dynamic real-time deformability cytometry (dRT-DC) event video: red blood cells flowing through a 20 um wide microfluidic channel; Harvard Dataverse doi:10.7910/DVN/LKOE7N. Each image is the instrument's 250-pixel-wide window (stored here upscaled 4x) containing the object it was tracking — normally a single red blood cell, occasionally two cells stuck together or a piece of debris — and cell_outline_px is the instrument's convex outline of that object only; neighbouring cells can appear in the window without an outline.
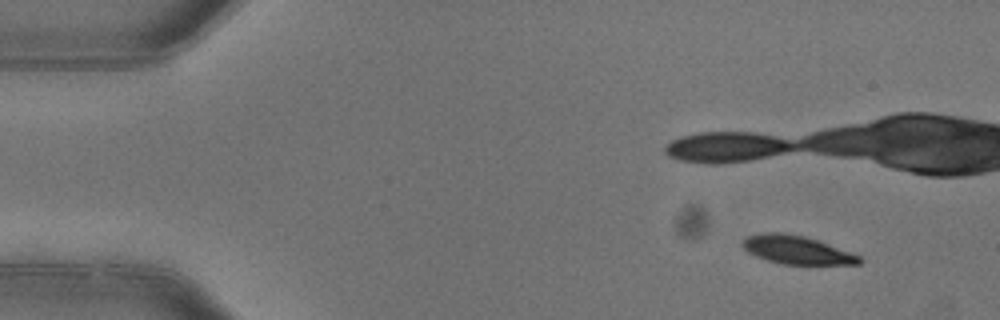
{"species": "common noctule bat (a hibernating species)", "species_latin": "Nyctalus noctula", "temperature_condition": "warm", "stored_images_in_passage": 9, "camera_frame_rate_fps": 3000, "um_per_image_px": 0.085, "animal": {"sex": "female"}, "frame": {"image": 1, "passage_image": 1, "time_ms": 0.0, "image_size_px": [1000, 320], "cell_outline_px": [[864, 260], [860, 264], [780, 264], [756, 256], [748, 252], [740, 244], [748, 236], [768, 232], [780, 232], [804, 236], [828, 244], [860, 256]], "centroid_in_image_um": [67.72, 21.25], "position_along_channel_um": 17.3, "area_um2": 19.02}}